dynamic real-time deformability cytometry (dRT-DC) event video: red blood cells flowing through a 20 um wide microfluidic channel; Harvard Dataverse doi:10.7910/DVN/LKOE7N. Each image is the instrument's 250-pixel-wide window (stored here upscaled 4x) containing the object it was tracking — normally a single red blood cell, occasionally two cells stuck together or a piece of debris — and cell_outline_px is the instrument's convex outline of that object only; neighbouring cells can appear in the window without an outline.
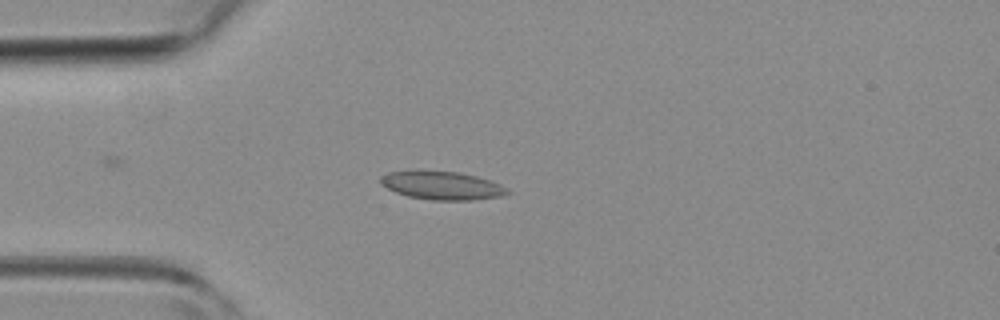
{"species": "common noctule bat (a hibernating species)", "species_latin": "Nyctalus noctula", "temperature_condition": "room temperature", "stored_images_in_passage": 1, "camera_frame_rate_fps": 3000, "um_per_image_px": 0.085, "animal": {"sex": "female", "body_mass_g": 19.3, "forearm_length_mm": 54.1}, "frame": {"image": 1, "passage_image": 1, "time_ms": 0.0, "image_size_px": [1000, 320], "cell_outline_px": [[512, 192], [500, 196], [476, 200], [432, 200], [408, 196], [396, 192], [380, 184], [380, 176], [388, 172], [416, 168], [460, 172], [476, 176], [500, 184], [508, 188]], "centroid_in_image_um": [37.52, 15.73], "position_along_channel_um": 47.5, "area_um2": 21.56}}